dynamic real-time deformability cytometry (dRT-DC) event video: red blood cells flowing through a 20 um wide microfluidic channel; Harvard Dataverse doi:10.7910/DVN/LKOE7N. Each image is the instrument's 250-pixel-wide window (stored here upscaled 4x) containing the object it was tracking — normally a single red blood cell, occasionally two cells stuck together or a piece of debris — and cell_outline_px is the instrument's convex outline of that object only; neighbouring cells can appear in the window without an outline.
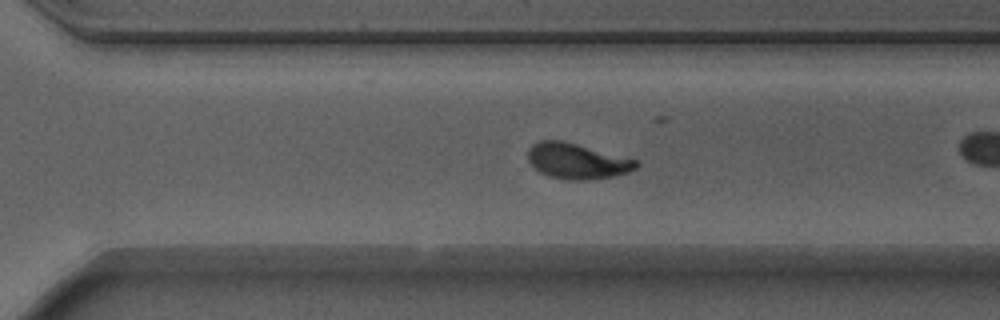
{"species": "Egyptian fruit bat (a non-hibernating species)", "species_latin": "Rousettus aegyptiacus", "temperature_condition": "warm", "stored_images_in_passage": 39, "camera_frame_rate_fps": 3000, "um_per_image_px": 0.085, "animal": {"sex": "male"}, "frame": {"image": 1, "passage_image": 26, "time_ms": 8.333, "image_size_px": [1000, 320], "cell_outline_px": [[640, 164], [636, 168], [628, 172], [612, 176], [588, 180], [568, 180], [548, 176], [540, 172], [528, 160], [528, 148], [532, 144], [540, 140], [560, 140], [576, 144], [636, 160]], "centroid_in_image_um": [49.01, 13.69], "position_along_channel_um": 321.6, "area_um2": 22.14}, "authors_computed_cell_mechanics": {"area_um2": 22.1374, "velocity_mm_per_s": 3.8799, "shape_relaxation_time_tau1_ms": 2.5316, "shape_relaxation_time_tau2_ms": 1.499, "deformation_change_tau1": 0.1397, "deformation_change_tau2": 0.0731}}